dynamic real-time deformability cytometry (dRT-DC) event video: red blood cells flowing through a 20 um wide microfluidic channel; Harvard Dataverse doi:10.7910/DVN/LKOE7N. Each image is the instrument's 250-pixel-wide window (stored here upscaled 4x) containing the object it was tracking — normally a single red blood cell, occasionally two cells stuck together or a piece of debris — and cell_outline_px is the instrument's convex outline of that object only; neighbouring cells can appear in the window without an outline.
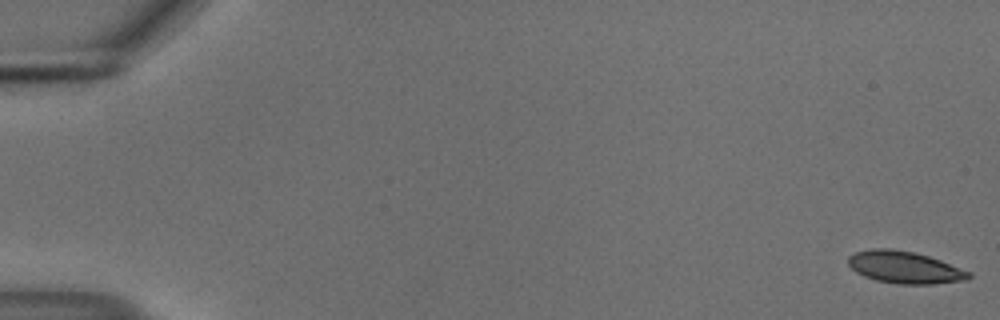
{"species": "common noctule bat (a hibernating species)", "species_latin": "Nyctalus noctula", "temperature_condition": "cold", "stored_images_in_passage": 20, "camera_frame_rate_fps": 3000, "um_per_image_px": 0.085, "animal": {"sex": "male", "body_mass_g": 18.8}, "frame": {"image": 1, "passage_image": 1, "time_ms": 0.0, "image_size_px": [1000, 320], "cell_outline_px": [[972, 276], [968, 280], [932, 284], [900, 284], [876, 280], [864, 276], [856, 272], [848, 264], [848, 256], [856, 252], [872, 248], [892, 248], [912, 252], [928, 256], [940, 260], [972, 272]], "centroid_in_image_um": [76.91, 22.72], "position_along_channel_um": 8.1, "area_um2": 22.6}}
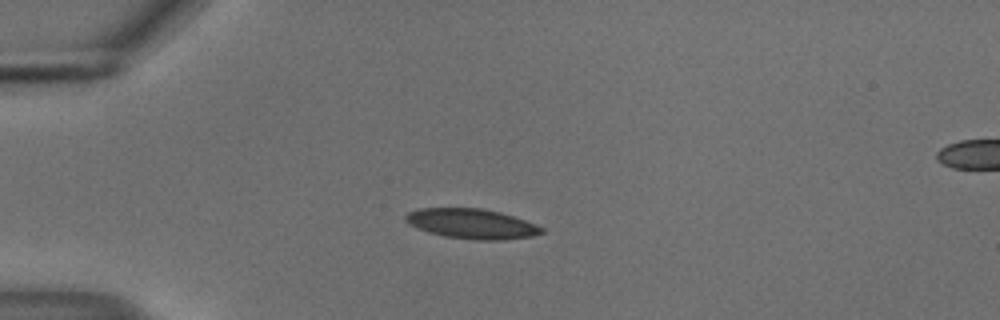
{"frame": {"image": 2, "passage_image": 15, "time_ms": 4.667, "image_size_px": [1000, 320], "cell_outline_px": [[544, 232], [532, 236], [504, 240], [476, 240], [444, 236], [428, 232], [416, 228], [408, 224], [404, 220], [404, 216], [408, 212], [420, 208], [480, 208], [500, 212], [536, 224], [544, 228]], "centroid_in_image_um": [40.07, 19.02], "position_along_channel_um": 44.9, "area_um2": 23.81}}